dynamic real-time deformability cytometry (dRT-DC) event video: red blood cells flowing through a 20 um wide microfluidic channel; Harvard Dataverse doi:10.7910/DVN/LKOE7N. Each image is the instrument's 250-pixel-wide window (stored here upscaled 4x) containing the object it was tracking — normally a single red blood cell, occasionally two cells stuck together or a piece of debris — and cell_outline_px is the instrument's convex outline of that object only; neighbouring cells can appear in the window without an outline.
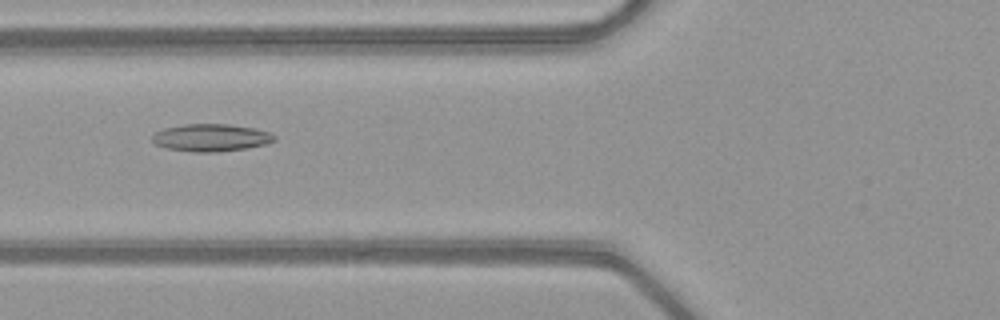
{"species": "common noctule bat (a hibernating species)", "species_latin": "Nyctalus noctula", "temperature_condition": "warm", "stored_images_in_passage": 31, "camera_frame_rate_fps": 3000, "um_per_image_px": 0.085, "animal": {"sex": "female", "body_mass_g": 21.9}, "frame": {"image": 1, "passage_image": 7, "time_ms": 2.0, "image_size_px": [1000, 320], "cell_outline_px": [[276, 140], [268, 144], [248, 148], [216, 152], [192, 152], [164, 148], [156, 144], [152, 140], [152, 136], [156, 132], [164, 128], [184, 124], [228, 124], [256, 128], [268, 132], [276, 136]], "centroid_in_image_um": [17.96, 11.7], "position_along_channel_um": 107.8, "area_um2": 19.71}}
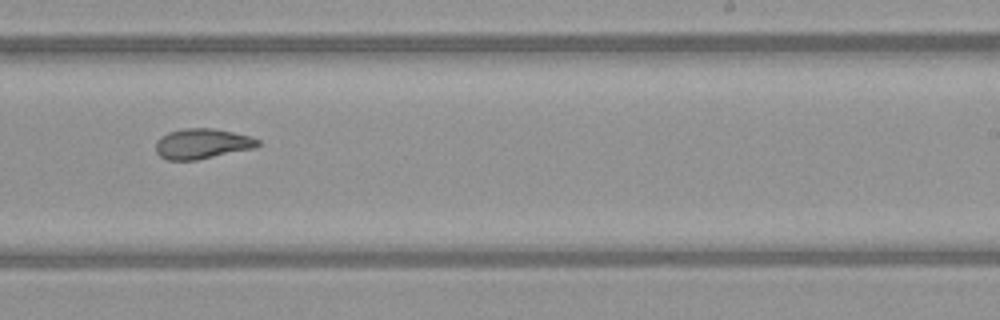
{"frame": {"image": 2, "passage_image": 19, "time_ms": 6.0, "image_size_px": [1000, 320], "cell_outline_px": [[260, 144], [256, 148], [196, 160], [168, 160], [160, 156], [156, 152], [156, 140], [160, 136], [168, 132], [184, 128], [212, 128], [232, 132], [248, 136], [260, 140]], "centroid_in_image_um": [17.16, 12.22], "position_along_channel_um": 271.8, "area_um2": 18.03}}
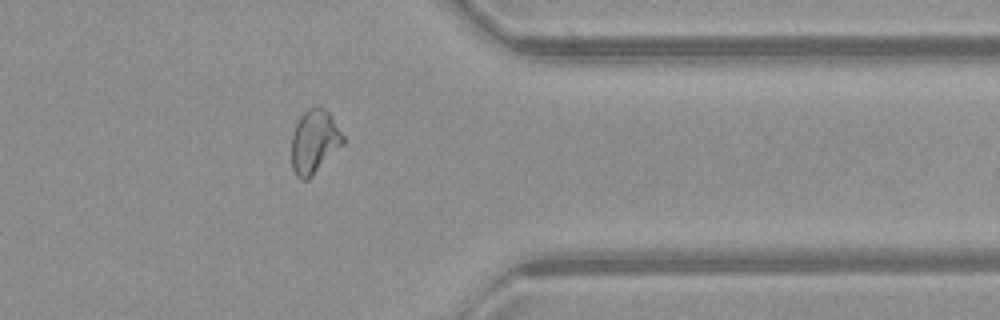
{"frame": {"image": 3, "passage_image": 28, "time_ms": 9.0, "image_size_px": [1000, 320], "cell_outline_px": [[344, 144], [308, 180], [300, 180], [296, 176], [292, 168], [292, 136], [296, 124], [300, 116], [312, 104], [316, 104], [324, 108], [328, 112], [344, 136]], "centroid_in_image_um": [26.72, 12.03], "position_along_channel_um": 384.7, "area_um2": 19.25}, "authors_computed_cell_mechanics": {"area_um2": 18.6694, "velocity_mm_per_s": 4.0929, "shape_relaxation_time_tau1_ms": null, "shape_relaxation_time_tau2_ms": 2.3791, "deformation_change_tau1": null, "deformation_change_tau2": 0.0992}}